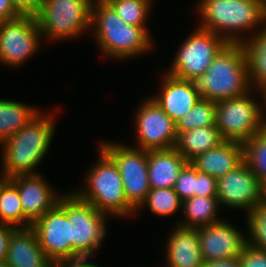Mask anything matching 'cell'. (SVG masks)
Listing matches in <instances>:
<instances>
[{"label":"cell","instance_id":"obj_23","mask_svg":"<svg viewBox=\"0 0 266 267\" xmlns=\"http://www.w3.org/2000/svg\"><path fill=\"white\" fill-rule=\"evenodd\" d=\"M37 114L24 104L0 99V143L25 127Z\"/></svg>","mask_w":266,"mask_h":267},{"label":"cell","instance_id":"obj_29","mask_svg":"<svg viewBox=\"0 0 266 267\" xmlns=\"http://www.w3.org/2000/svg\"><path fill=\"white\" fill-rule=\"evenodd\" d=\"M126 24L144 27L150 0H105Z\"/></svg>","mask_w":266,"mask_h":267},{"label":"cell","instance_id":"obj_40","mask_svg":"<svg viewBox=\"0 0 266 267\" xmlns=\"http://www.w3.org/2000/svg\"><path fill=\"white\" fill-rule=\"evenodd\" d=\"M0 267H11L6 261L0 262Z\"/></svg>","mask_w":266,"mask_h":267},{"label":"cell","instance_id":"obj_8","mask_svg":"<svg viewBox=\"0 0 266 267\" xmlns=\"http://www.w3.org/2000/svg\"><path fill=\"white\" fill-rule=\"evenodd\" d=\"M227 42L242 43L241 39L236 36H218L211 31L198 28L180 48L174 60L173 68L168 74L184 80L202 76L213 61L214 56Z\"/></svg>","mask_w":266,"mask_h":267},{"label":"cell","instance_id":"obj_17","mask_svg":"<svg viewBox=\"0 0 266 267\" xmlns=\"http://www.w3.org/2000/svg\"><path fill=\"white\" fill-rule=\"evenodd\" d=\"M11 267H54L56 264L42 251L32 227L17 226L9 240L5 260Z\"/></svg>","mask_w":266,"mask_h":267},{"label":"cell","instance_id":"obj_15","mask_svg":"<svg viewBox=\"0 0 266 267\" xmlns=\"http://www.w3.org/2000/svg\"><path fill=\"white\" fill-rule=\"evenodd\" d=\"M197 229L203 261L238 257L247 245L245 237L225 222L219 221Z\"/></svg>","mask_w":266,"mask_h":267},{"label":"cell","instance_id":"obj_7","mask_svg":"<svg viewBox=\"0 0 266 267\" xmlns=\"http://www.w3.org/2000/svg\"><path fill=\"white\" fill-rule=\"evenodd\" d=\"M257 105L246 94L217 101L215 125L224 141L243 144L266 127Z\"/></svg>","mask_w":266,"mask_h":267},{"label":"cell","instance_id":"obj_18","mask_svg":"<svg viewBox=\"0 0 266 267\" xmlns=\"http://www.w3.org/2000/svg\"><path fill=\"white\" fill-rule=\"evenodd\" d=\"M160 97L152 98L176 123L201 99L194 91L190 80L174 77L167 73Z\"/></svg>","mask_w":266,"mask_h":267},{"label":"cell","instance_id":"obj_11","mask_svg":"<svg viewBox=\"0 0 266 267\" xmlns=\"http://www.w3.org/2000/svg\"><path fill=\"white\" fill-rule=\"evenodd\" d=\"M36 232L42 251L57 265L60 261L74 259L70 245L72 227L65 209L57 203L31 226Z\"/></svg>","mask_w":266,"mask_h":267},{"label":"cell","instance_id":"obj_4","mask_svg":"<svg viewBox=\"0 0 266 267\" xmlns=\"http://www.w3.org/2000/svg\"><path fill=\"white\" fill-rule=\"evenodd\" d=\"M100 151L101 160L88 176L89 192L75 194L105 214L108 211V213L126 215L135 211L127 201L117 164L102 148Z\"/></svg>","mask_w":266,"mask_h":267},{"label":"cell","instance_id":"obj_41","mask_svg":"<svg viewBox=\"0 0 266 267\" xmlns=\"http://www.w3.org/2000/svg\"><path fill=\"white\" fill-rule=\"evenodd\" d=\"M263 203L266 205V187H264V202Z\"/></svg>","mask_w":266,"mask_h":267},{"label":"cell","instance_id":"obj_36","mask_svg":"<svg viewBox=\"0 0 266 267\" xmlns=\"http://www.w3.org/2000/svg\"><path fill=\"white\" fill-rule=\"evenodd\" d=\"M16 228L9 224L0 222V262L5 261L7 257L9 240Z\"/></svg>","mask_w":266,"mask_h":267},{"label":"cell","instance_id":"obj_25","mask_svg":"<svg viewBox=\"0 0 266 267\" xmlns=\"http://www.w3.org/2000/svg\"><path fill=\"white\" fill-rule=\"evenodd\" d=\"M262 30L256 34L257 36L253 40L251 39L250 43L242 42L246 53L249 77H251L249 79L253 81L254 78L261 88L266 86V28Z\"/></svg>","mask_w":266,"mask_h":267},{"label":"cell","instance_id":"obj_24","mask_svg":"<svg viewBox=\"0 0 266 267\" xmlns=\"http://www.w3.org/2000/svg\"><path fill=\"white\" fill-rule=\"evenodd\" d=\"M188 220L182 224L185 227L199 228L217 223L216 207L219 205L217 197L193 196L182 202ZM202 225V226H201Z\"/></svg>","mask_w":266,"mask_h":267},{"label":"cell","instance_id":"obj_26","mask_svg":"<svg viewBox=\"0 0 266 267\" xmlns=\"http://www.w3.org/2000/svg\"><path fill=\"white\" fill-rule=\"evenodd\" d=\"M243 159L266 187V127L243 143Z\"/></svg>","mask_w":266,"mask_h":267},{"label":"cell","instance_id":"obj_14","mask_svg":"<svg viewBox=\"0 0 266 267\" xmlns=\"http://www.w3.org/2000/svg\"><path fill=\"white\" fill-rule=\"evenodd\" d=\"M136 122L140 149L159 150L175 147L176 123L153 99L144 102Z\"/></svg>","mask_w":266,"mask_h":267},{"label":"cell","instance_id":"obj_38","mask_svg":"<svg viewBox=\"0 0 266 267\" xmlns=\"http://www.w3.org/2000/svg\"><path fill=\"white\" fill-rule=\"evenodd\" d=\"M203 267H242V266L240 263V258L238 256L226 259L204 261Z\"/></svg>","mask_w":266,"mask_h":267},{"label":"cell","instance_id":"obj_28","mask_svg":"<svg viewBox=\"0 0 266 267\" xmlns=\"http://www.w3.org/2000/svg\"><path fill=\"white\" fill-rule=\"evenodd\" d=\"M216 106V101L200 99L188 113L176 122L177 134L198 127L215 125Z\"/></svg>","mask_w":266,"mask_h":267},{"label":"cell","instance_id":"obj_19","mask_svg":"<svg viewBox=\"0 0 266 267\" xmlns=\"http://www.w3.org/2000/svg\"><path fill=\"white\" fill-rule=\"evenodd\" d=\"M147 155L150 188H174L178 175L188 161L174 147L147 150Z\"/></svg>","mask_w":266,"mask_h":267},{"label":"cell","instance_id":"obj_33","mask_svg":"<svg viewBox=\"0 0 266 267\" xmlns=\"http://www.w3.org/2000/svg\"><path fill=\"white\" fill-rule=\"evenodd\" d=\"M239 258L242 267H266V250L247 244Z\"/></svg>","mask_w":266,"mask_h":267},{"label":"cell","instance_id":"obj_13","mask_svg":"<svg viewBox=\"0 0 266 267\" xmlns=\"http://www.w3.org/2000/svg\"><path fill=\"white\" fill-rule=\"evenodd\" d=\"M39 28L36 17L19 16L0 22V60L9 65H20L38 48Z\"/></svg>","mask_w":266,"mask_h":267},{"label":"cell","instance_id":"obj_31","mask_svg":"<svg viewBox=\"0 0 266 267\" xmlns=\"http://www.w3.org/2000/svg\"><path fill=\"white\" fill-rule=\"evenodd\" d=\"M248 226L251 230L252 242L247 244L251 247L266 250V205L261 203L248 213Z\"/></svg>","mask_w":266,"mask_h":267},{"label":"cell","instance_id":"obj_27","mask_svg":"<svg viewBox=\"0 0 266 267\" xmlns=\"http://www.w3.org/2000/svg\"><path fill=\"white\" fill-rule=\"evenodd\" d=\"M0 219L1 223L11 224V226L23 225L25 221L17 187L6 178L0 180Z\"/></svg>","mask_w":266,"mask_h":267},{"label":"cell","instance_id":"obj_42","mask_svg":"<svg viewBox=\"0 0 266 267\" xmlns=\"http://www.w3.org/2000/svg\"><path fill=\"white\" fill-rule=\"evenodd\" d=\"M262 92H263V94H264V96H265V98H266V86H264V87L262 88Z\"/></svg>","mask_w":266,"mask_h":267},{"label":"cell","instance_id":"obj_5","mask_svg":"<svg viewBox=\"0 0 266 267\" xmlns=\"http://www.w3.org/2000/svg\"><path fill=\"white\" fill-rule=\"evenodd\" d=\"M199 10L204 19L200 28L220 35L218 30L248 29L266 20V0H202ZM219 33V34H218Z\"/></svg>","mask_w":266,"mask_h":267},{"label":"cell","instance_id":"obj_39","mask_svg":"<svg viewBox=\"0 0 266 267\" xmlns=\"http://www.w3.org/2000/svg\"><path fill=\"white\" fill-rule=\"evenodd\" d=\"M87 258H77V259H70V260H63L60 261L57 266L58 267H98L96 264L85 262Z\"/></svg>","mask_w":266,"mask_h":267},{"label":"cell","instance_id":"obj_16","mask_svg":"<svg viewBox=\"0 0 266 267\" xmlns=\"http://www.w3.org/2000/svg\"><path fill=\"white\" fill-rule=\"evenodd\" d=\"M9 180L17 187L25 214V222H28L22 228L31 227L60 199L54 196L53 191L41 179L40 175H17L9 178Z\"/></svg>","mask_w":266,"mask_h":267},{"label":"cell","instance_id":"obj_34","mask_svg":"<svg viewBox=\"0 0 266 267\" xmlns=\"http://www.w3.org/2000/svg\"><path fill=\"white\" fill-rule=\"evenodd\" d=\"M196 196L217 197V179L196 169Z\"/></svg>","mask_w":266,"mask_h":267},{"label":"cell","instance_id":"obj_21","mask_svg":"<svg viewBox=\"0 0 266 267\" xmlns=\"http://www.w3.org/2000/svg\"><path fill=\"white\" fill-rule=\"evenodd\" d=\"M168 242L170 267H203L198 229L180 225Z\"/></svg>","mask_w":266,"mask_h":267},{"label":"cell","instance_id":"obj_20","mask_svg":"<svg viewBox=\"0 0 266 267\" xmlns=\"http://www.w3.org/2000/svg\"><path fill=\"white\" fill-rule=\"evenodd\" d=\"M243 144L224 141L216 148L197 155L190 163L202 173L219 179L243 161Z\"/></svg>","mask_w":266,"mask_h":267},{"label":"cell","instance_id":"obj_10","mask_svg":"<svg viewBox=\"0 0 266 267\" xmlns=\"http://www.w3.org/2000/svg\"><path fill=\"white\" fill-rule=\"evenodd\" d=\"M102 149L117 164L128 203L136 210L151 190L148 179L147 150L122 145L102 144Z\"/></svg>","mask_w":266,"mask_h":267},{"label":"cell","instance_id":"obj_37","mask_svg":"<svg viewBox=\"0 0 266 267\" xmlns=\"http://www.w3.org/2000/svg\"><path fill=\"white\" fill-rule=\"evenodd\" d=\"M10 0H0V22L19 17Z\"/></svg>","mask_w":266,"mask_h":267},{"label":"cell","instance_id":"obj_6","mask_svg":"<svg viewBox=\"0 0 266 267\" xmlns=\"http://www.w3.org/2000/svg\"><path fill=\"white\" fill-rule=\"evenodd\" d=\"M73 194L60 197L58 203L65 209L69 223L73 225L70 245L74 249V259L88 258L100 246L105 235L106 214Z\"/></svg>","mask_w":266,"mask_h":267},{"label":"cell","instance_id":"obj_35","mask_svg":"<svg viewBox=\"0 0 266 267\" xmlns=\"http://www.w3.org/2000/svg\"><path fill=\"white\" fill-rule=\"evenodd\" d=\"M15 11L20 16L36 17L42 0H10Z\"/></svg>","mask_w":266,"mask_h":267},{"label":"cell","instance_id":"obj_1","mask_svg":"<svg viewBox=\"0 0 266 267\" xmlns=\"http://www.w3.org/2000/svg\"><path fill=\"white\" fill-rule=\"evenodd\" d=\"M249 78L243 43L227 42L205 73L190 81L201 99L217 102L247 94Z\"/></svg>","mask_w":266,"mask_h":267},{"label":"cell","instance_id":"obj_3","mask_svg":"<svg viewBox=\"0 0 266 267\" xmlns=\"http://www.w3.org/2000/svg\"><path fill=\"white\" fill-rule=\"evenodd\" d=\"M97 1L96 8L91 6V25L97 22L96 38L107 55L130 57L151 47L145 28L126 24L105 0Z\"/></svg>","mask_w":266,"mask_h":267},{"label":"cell","instance_id":"obj_22","mask_svg":"<svg viewBox=\"0 0 266 267\" xmlns=\"http://www.w3.org/2000/svg\"><path fill=\"white\" fill-rule=\"evenodd\" d=\"M224 140L216 125L198 127L177 134L175 149L190 162L197 155L216 148Z\"/></svg>","mask_w":266,"mask_h":267},{"label":"cell","instance_id":"obj_9","mask_svg":"<svg viewBox=\"0 0 266 267\" xmlns=\"http://www.w3.org/2000/svg\"><path fill=\"white\" fill-rule=\"evenodd\" d=\"M91 0H42L36 16L42 35L70 37L91 25Z\"/></svg>","mask_w":266,"mask_h":267},{"label":"cell","instance_id":"obj_12","mask_svg":"<svg viewBox=\"0 0 266 267\" xmlns=\"http://www.w3.org/2000/svg\"><path fill=\"white\" fill-rule=\"evenodd\" d=\"M217 198L220 204L245 208L250 212L264 202V187L243 160L217 179Z\"/></svg>","mask_w":266,"mask_h":267},{"label":"cell","instance_id":"obj_2","mask_svg":"<svg viewBox=\"0 0 266 267\" xmlns=\"http://www.w3.org/2000/svg\"><path fill=\"white\" fill-rule=\"evenodd\" d=\"M54 123L49 116L37 114L17 133L5 139L4 149V178L17 175H31L32 169L41 161L47 152Z\"/></svg>","mask_w":266,"mask_h":267},{"label":"cell","instance_id":"obj_32","mask_svg":"<svg viewBox=\"0 0 266 267\" xmlns=\"http://www.w3.org/2000/svg\"><path fill=\"white\" fill-rule=\"evenodd\" d=\"M174 190L182 202L196 196V168L190 162L183 167L178 175Z\"/></svg>","mask_w":266,"mask_h":267},{"label":"cell","instance_id":"obj_30","mask_svg":"<svg viewBox=\"0 0 266 267\" xmlns=\"http://www.w3.org/2000/svg\"><path fill=\"white\" fill-rule=\"evenodd\" d=\"M144 203H147L151 211L162 216L170 215L182 206L174 188L151 189Z\"/></svg>","mask_w":266,"mask_h":267}]
</instances>
